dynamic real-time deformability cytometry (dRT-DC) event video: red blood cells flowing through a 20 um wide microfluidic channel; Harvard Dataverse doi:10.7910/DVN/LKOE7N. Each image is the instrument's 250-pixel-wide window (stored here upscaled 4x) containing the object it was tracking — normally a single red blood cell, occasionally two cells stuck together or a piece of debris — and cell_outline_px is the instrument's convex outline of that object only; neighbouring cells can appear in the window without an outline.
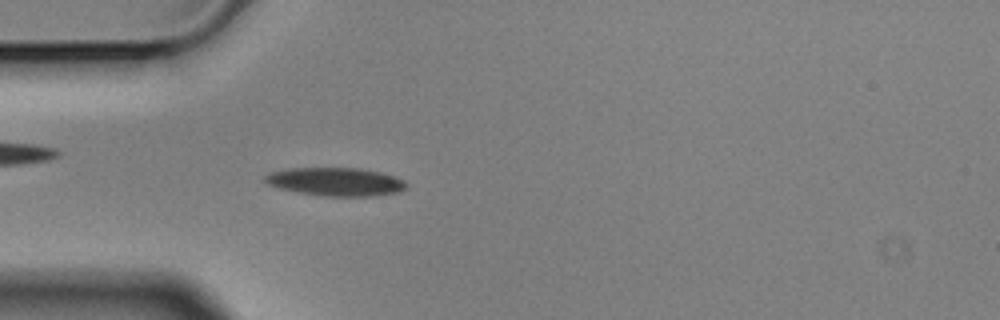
{"species": "Egyptian fruit bat (a non-hibernating species)", "species_latin": "Rousettus aegyptiacus", "temperature_condition": "cold", "stored_images_in_passage": 3, "camera_frame_rate_fps": 3000, "um_per_image_px": 0.085, "animal": {"sex": "male"}, "frame": {"image": 1, "passage_image": 3, "time_ms": 0.667, "image_size_px": [1000, 320], "cell_outline_px": [[404, 188], [400, 192], [372, 196], [324, 196], [296, 192], [280, 188], [268, 184], [264, 180], [264, 176], [272, 172], [288, 168], [360, 168], [380, 172], [404, 180]], "centroid_in_image_um": [28.5, 15.45], "position_along_channel_um": 56.5, "area_um2": 23.12}}